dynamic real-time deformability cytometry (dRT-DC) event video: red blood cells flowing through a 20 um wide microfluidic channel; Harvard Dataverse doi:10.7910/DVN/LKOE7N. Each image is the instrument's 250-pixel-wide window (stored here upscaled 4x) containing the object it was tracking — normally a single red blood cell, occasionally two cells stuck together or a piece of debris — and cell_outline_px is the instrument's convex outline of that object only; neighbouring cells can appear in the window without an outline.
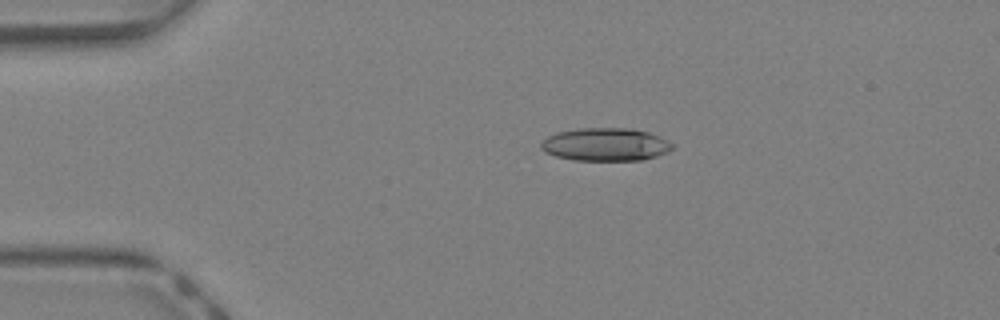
{"species": "Egyptian fruit bat (a non-hibernating species)", "species_latin": "Rousettus aegyptiacus", "temperature_condition": "warm", "stored_images_in_passage": 43, "camera_frame_rate_fps": 3000, "um_per_image_px": 0.085, "animal": {"sex": "female"}, "frame": {"image": 1, "passage_image": 9, "time_ms": 2.667, "image_size_px": [1000, 320], "cell_outline_px": [[672, 148], [668, 152], [656, 156], [640, 160], [572, 160], [556, 156], [544, 152], [540, 148], [540, 144], [548, 136], [556, 132], [580, 128], [632, 128], [648, 132], [660, 136], [668, 140], [672, 144]], "centroid_in_image_um": [51.45, 12.27], "position_along_channel_um": 33.5, "area_um2": 25.32}}
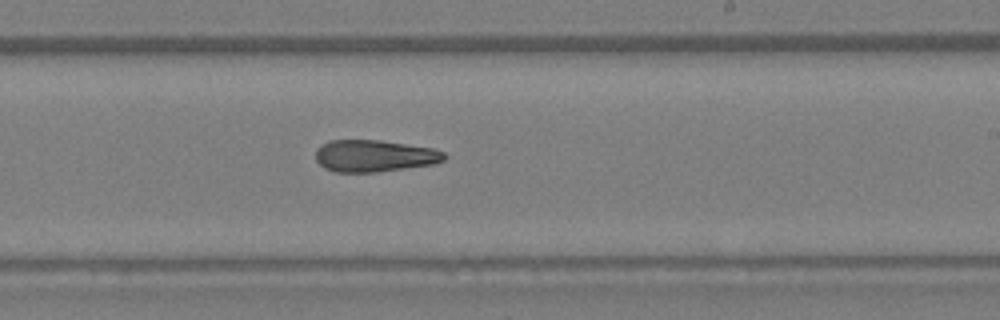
{"frame": {"image": 2, "passage_image": 26, "time_ms": 8.333, "image_size_px": [1000, 320], "cell_outline_px": [[448, 156], [444, 160], [436, 164], [376, 172], [336, 172], [324, 168], [316, 160], [316, 148], [332, 140], [380, 140], [436, 148], [444, 152]], "centroid_in_image_um": [31.87, 13.25], "position_along_channel_um": 257.1, "area_um2": 24.1}}
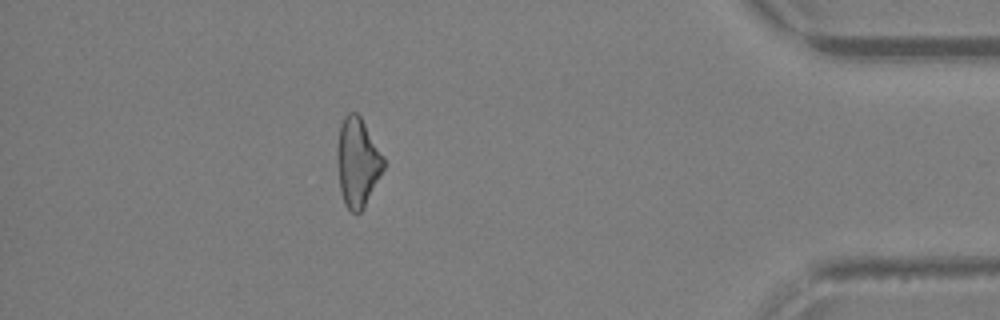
{"frame": {"image": 3, "passage_image": 38, "time_ms": 12.333, "image_size_px": [1000, 320], "cell_outline_px": [[384, 168], [360, 212], [352, 212], [344, 204], [340, 192], [336, 160], [336, 148], [340, 124], [344, 116], [348, 112], [356, 112], [360, 116], [384, 156]], "centroid_in_image_um": [30.35, 13.75], "position_along_channel_um": 404.8, "area_um2": 23.99}, "authors_computed_cell_mechanics": {"area_um2": 24.7384, "velocity_mm_per_s": 4.8133, "shape_relaxation_time_tau1_ms": null, "shape_relaxation_time_tau2_ms": 4.3655, "deformation_change_tau1": null, "deformation_change_tau2": 0.1664}}